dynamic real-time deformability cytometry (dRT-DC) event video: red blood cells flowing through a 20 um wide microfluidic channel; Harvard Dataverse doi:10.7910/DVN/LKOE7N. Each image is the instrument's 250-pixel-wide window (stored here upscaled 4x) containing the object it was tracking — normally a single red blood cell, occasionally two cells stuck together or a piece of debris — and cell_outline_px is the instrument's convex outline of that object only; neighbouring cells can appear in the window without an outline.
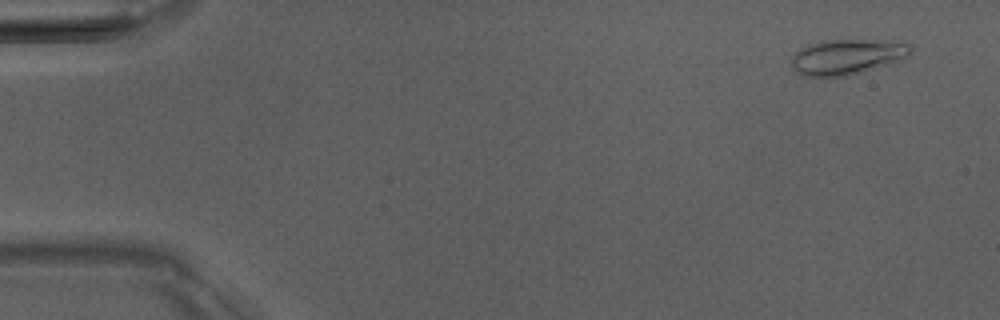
{"species": "Egyptian fruit bat (a non-hibernating species)", "species_latin": "Rousettus aegyptiacus", "temperature_condition": "room temperature", "stored_images_in_passage": 5, "camera_frame_rate_fps": 3000, "um_per_image_px": 0.085, "animal": {"sex": "male"}, "frame": {"image": 1, "passage_image": 1, "time_ms": 0.0, "image_size_px": [1000, 320], "cell_outline_px": [[912, 56], [904, 60], [848, 76], [800, 76], [792, 68], [792, 56], [800, 48], [808, 44], [824, 40], [884, 40], [908, 44], [912, 48]], "centroid_in_image_um": [72.03, 4.83], "position_along_channel_um": 13.0, "area_um2": 24.91}}